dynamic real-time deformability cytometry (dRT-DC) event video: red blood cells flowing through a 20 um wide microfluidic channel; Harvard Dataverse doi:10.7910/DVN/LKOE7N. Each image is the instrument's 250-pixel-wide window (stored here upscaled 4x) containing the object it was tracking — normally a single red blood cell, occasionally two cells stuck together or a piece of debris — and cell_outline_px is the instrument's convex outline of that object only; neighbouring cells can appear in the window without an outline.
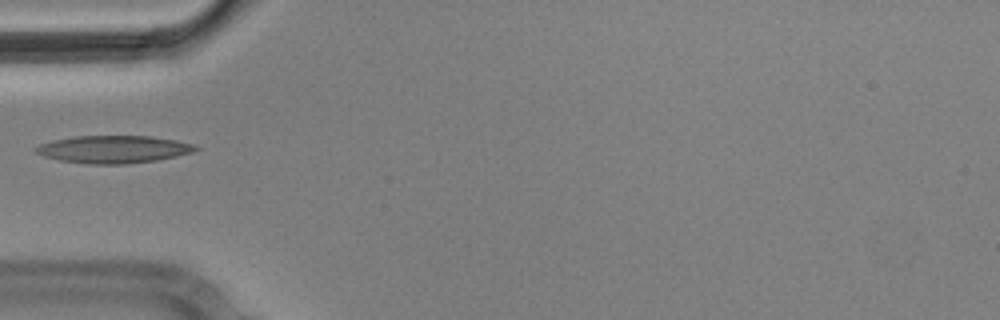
{"species": "Egyptian fruit bat (a non-hibernating species)", "species_latin": "Rousettus aegyptiacus", "temperature_condition": "cold", "stored_images_in_passage": 1, "camera_frame_rate_fps": 3000, "um_per_image_px": 0.085, "animal": {"sex": "male"}, "frame": {"image": 1, "passage_image": 1, "time_ms": 0.0, "image_size_px": [1000, 320], "cell_outline_px": [[200, 148], [192, 152], [176, 156], [156, 160], [124, 164], [88, 164], [60, 160], [44, 156], [36, 152], [32, 148], [40, 144], [52, 140], [72, 136], [152, 136], [176, 140], [192, 144]], "centroid_in_image_um": [9.62, 12.68], "position_along_channel_um": 75.4, "area_um2": 25.61}}